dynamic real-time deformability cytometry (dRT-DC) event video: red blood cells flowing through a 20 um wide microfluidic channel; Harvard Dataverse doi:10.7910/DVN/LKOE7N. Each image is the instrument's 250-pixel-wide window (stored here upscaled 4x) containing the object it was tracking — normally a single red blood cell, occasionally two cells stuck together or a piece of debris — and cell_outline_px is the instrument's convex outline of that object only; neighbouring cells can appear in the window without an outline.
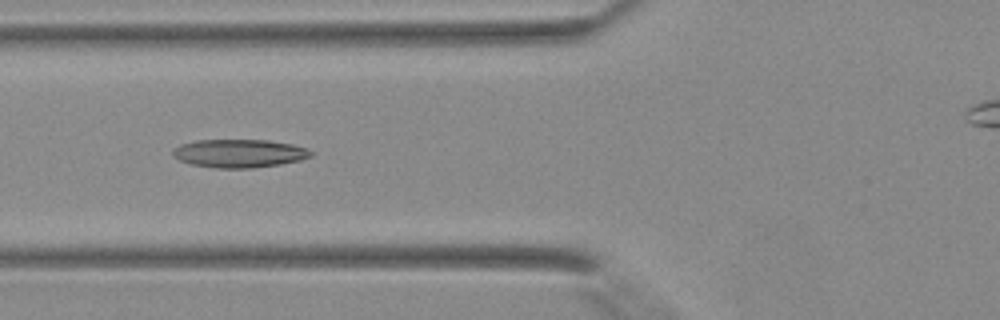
{"species": "Egyptian fruit bat (a non-hibernating species)", "species_latin": "Rousettus aegyptiacus", "temperature_condition": "warm", "stored_images_in_passage": 39, "camera_frame_rate_fps": 3000, "um_per_image_px": 0.085, "animal": {"sex": "female"}, "frame": {"image": 1, "passage_image": 17, "time_ms": 5.333, "image_size_px": [1000, 320], "cell_outline_px": [[312, 156], [300, 160], [280, 164], [252, 168], [216, 168], [192, 164], [180, 160], [172, 156], [172, 152], [180, 144], [196, 140], [268, 140], [292, 144], [308, 148], [312, 152]], "centroid_in_image_um": [20.35, 13.03], "position_along_channel_um": 105.5, "area_um2": 22.72}}
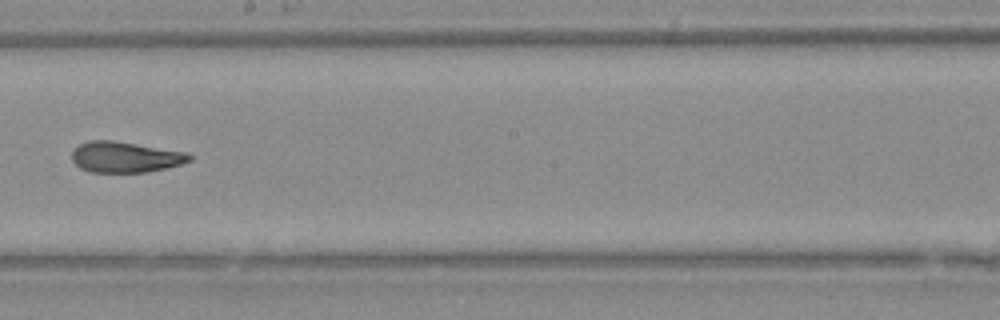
{"frame": {"image": 2, "passage_image": 25, "time_ms": 8.0, "image_size_px": [1000, 320], "cell_outline_px": [[192, 160], [180, 164], [164, 168], [144, 172], [88, 172], [80, 168], [72, 160], [72, 152], [80, 144], [88, 140], [112, 140], [184, 152], [192, 156]], "centroid_in_image_um": [10.6, 13.35], "position_along_channel_um": 237.6, "area_um2": 20.81}}
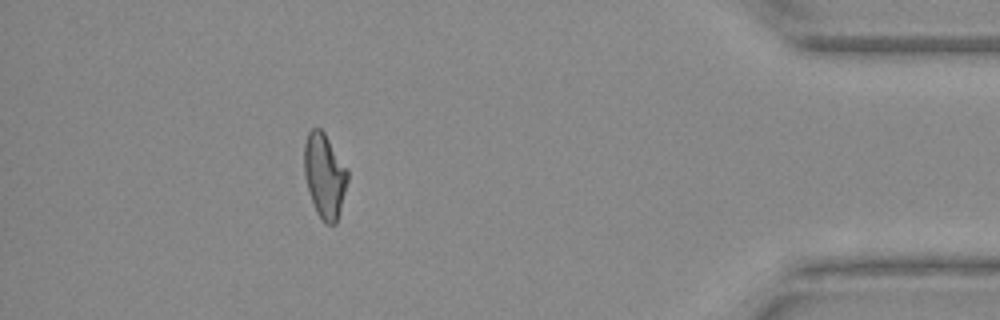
{"frame": {"image": 3, "passage_image": 38, "time_ms": 12.333, "image_size_px": [1000, 320], "cell_outline_px": [[348, 180], [336, 224], [324, 224], [316, 212], [308, 188], [304, 172], [304, 144], [308, 132], [312, 128], [320, 128], [324, 132], [348, 172]], "centroid_in_image_um": [27.57, 14.94], "position_along_channel_um": 407.6, "area_um2": 21.04}}